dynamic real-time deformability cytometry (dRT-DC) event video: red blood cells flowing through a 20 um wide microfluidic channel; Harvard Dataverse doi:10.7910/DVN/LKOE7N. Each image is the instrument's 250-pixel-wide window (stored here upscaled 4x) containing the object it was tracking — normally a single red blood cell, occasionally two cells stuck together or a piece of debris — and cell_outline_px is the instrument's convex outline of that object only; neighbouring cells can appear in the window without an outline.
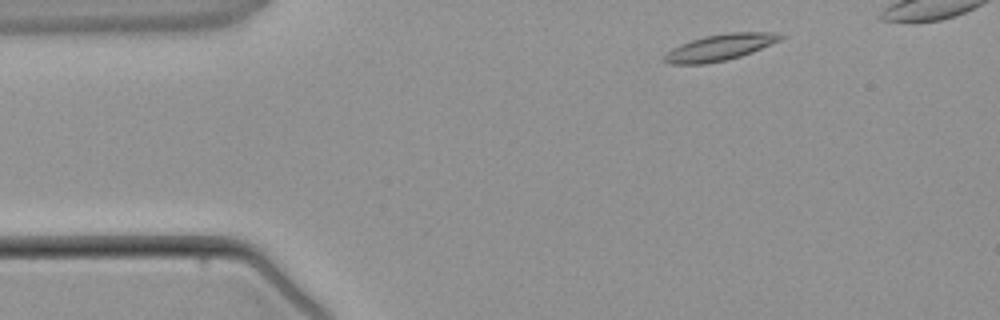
{"species": "common noctule bat (a hibernating species)", "species_latin": "Nyctalus noctula", "temperature_condition": "warm", "stored_images_in_passage": 2, "camera_frame_rate_fps": 3000, "um_per_image_px": 0.085, "animal": {"sex": "male", "body_mass_g": 21.5, "forearm_length_mm": 52.0}, "frame": {"image": 1, "passage_image": 2, "time_ms": 1.333, "image_size_px": [1000, 320], "cell_outline_px": [[784, 36], [780, 40], [752, 52], [740, 56], [724, 60], [704, 64], [668, 64], [660, 60], [672, 48], [680, 44], [704, 36], [728, 32], [772, 32]], "centroid_in_image_um": [61.14, 4.03], "position_along_channel_um": 23.9, "area_um2": 17.69}}